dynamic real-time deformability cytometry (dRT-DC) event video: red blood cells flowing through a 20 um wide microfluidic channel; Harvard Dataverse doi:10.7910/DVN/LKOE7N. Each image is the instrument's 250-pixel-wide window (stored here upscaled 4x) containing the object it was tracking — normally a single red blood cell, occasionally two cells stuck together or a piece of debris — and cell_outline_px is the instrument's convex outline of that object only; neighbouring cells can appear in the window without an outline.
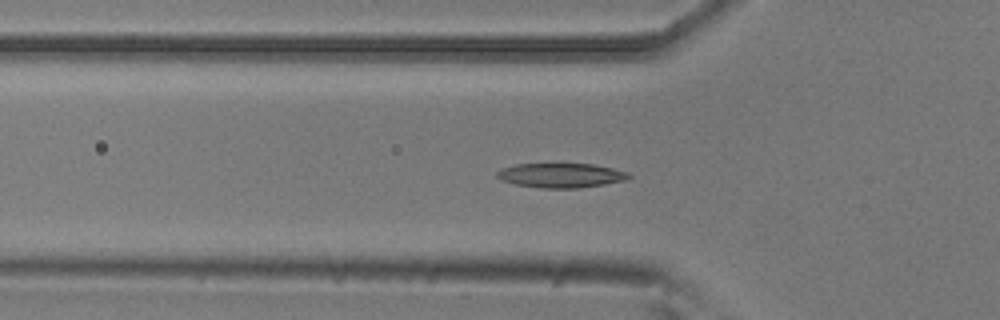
{"species": "common noctule bat (a hibernating species)", "species_latin": "Nyctalus noctula", "temperature_condition": "room temperature", "stored_images_in_passage": 55, "camera_frame_rate_fps": 3000, "um_per_image_px": 0.085, "animal": {"sex": "male", "body_mass_g": 20.5, "forearm_length_mm": 52.5}, "frame": {"image": 1, "passage_image": 18, "time_ms": 5.667, "image_size_px": [1000, 320], "cell_outline_px": [[632, 176], [624, 180], [604, 184], [576, 188], [540, 188], [516, 184], [500, 180], [496, 176], [496, 172], [504, 168], [516, 164], [592, 164], [612, 168], [628, 172]], "centroid_in_image_um": [47.67, 14.91], "position_along_channel_um": 78.1, "area_um2": 18.61}}
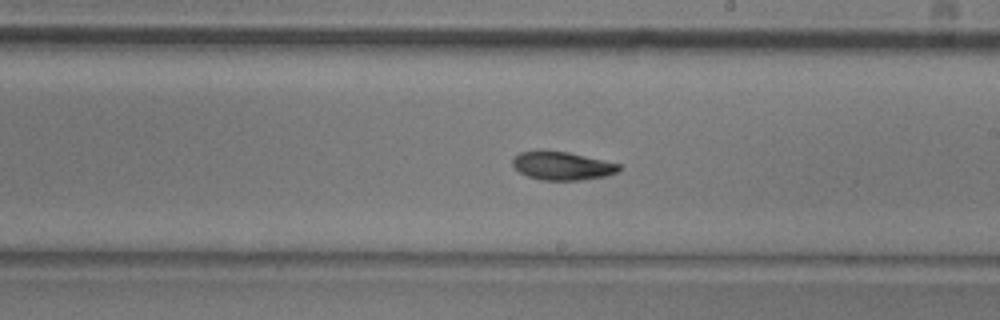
{"frame": {"image": 2, "passage_image": 31, "time_ms": 10.0, "image_size_px": [1000, 320], "cell_outline_px": [[620, 168], [616, 172], [608, 176], [580, 180], [540, 180], [528, 176], [520, 172], [512, 164], [512, 156], [520, 152], [540, 148], [568, 152], [620, 164]], "centroid_in_image_um": [47.72, 14.07], "position_along_channel_um": 241.3, "area_um2": 17.92}}
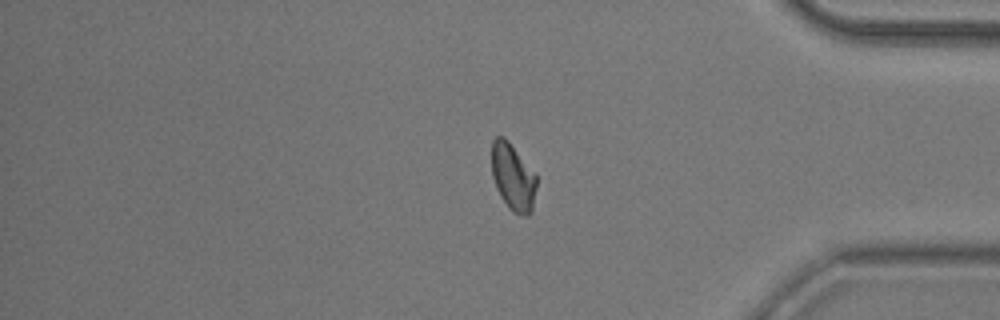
{"frame": {"image": 3, "passage_image": 45, "time_ms": 14.667, "image_size_px": [1000, 320], "cell_outline_px": [[536, 188], [532, 212], [528, 216], [524, 216], [512, 212], [508, 208], [500, 196], [496, 188], [492, 176], [492, 140], [496, 136], [504, 136], [508, 140], [536, 172]], "centroid_in_image_um": [43.61, 15.05], "position_along_channel_um": 391.6, "area_um2": 17.92}, "authors_computed_cell_mechanics": {"area_um2": 17.9758, "velocity_mm_per_s": 3.7312, "shape_relaxation_time_tau1_ms": 4.511, "shape_relaxation_time_tau2_ms": 10.6758, "deformation_change_tau1": 0.1497, "deformation_change_tau2": 0.1695}}